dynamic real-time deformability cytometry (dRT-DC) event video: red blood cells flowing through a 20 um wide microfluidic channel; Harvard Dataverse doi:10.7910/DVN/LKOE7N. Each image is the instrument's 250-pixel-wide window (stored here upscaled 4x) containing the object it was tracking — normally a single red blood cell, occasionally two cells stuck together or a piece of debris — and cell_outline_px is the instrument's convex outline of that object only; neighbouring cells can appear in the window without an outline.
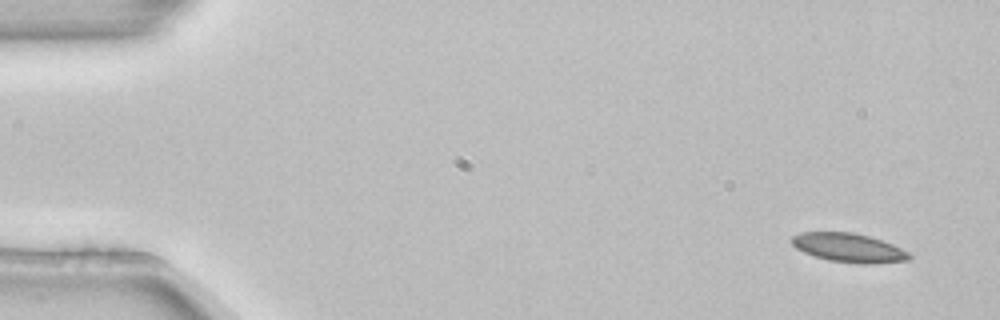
{"species": "common noctule bat (a hibernating species)", "species_latin": "Nyctalus noctula", "temperature_condition": "room temperature", "stored_images_in_passage": 4, "camera_frame_rate_fps": 3000, "um_per_image_px": 0.085, "animal": {"sex": "female", "body_mass_g": 22.7, "forearm_length_mm": 54.2}, "frame": {"image": 1, "passage_image": 1, "time_ms": 0.0, "image_size_px": [1000, 320], "cell_outline_px": [[912, 256], [908, 260], [872, 264], [864, 264], [828, 260], [804, 252], [796, 248], [792, 244], [792, 236], [800, 232], [852, 232], [868, 236], [892, 244], [908, 252]], "centroid_in_image_um": [72.13, 21.06], "position_along_channel_um": 12.9, "area_um2": 19.59}}
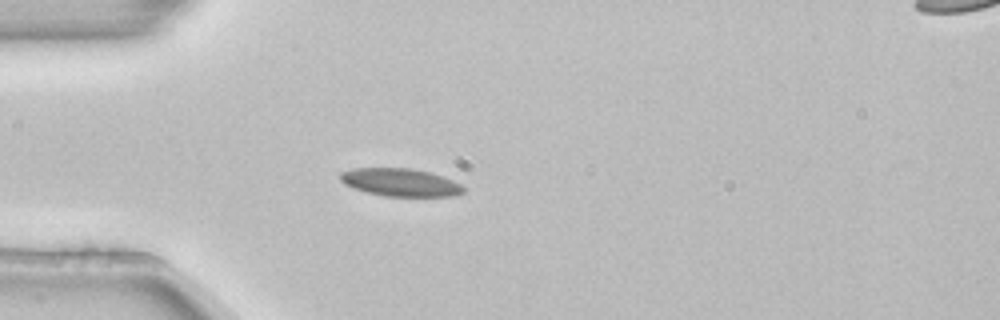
{"frame": {"image": 2, "passage_image": 4, "time_ms": 1.0, "image_size_px": [1000, 320], "cell_outline_px": [[464, 192], [456, 196], [384, 196], [352, 188], [344, 184], [340, 180], [340, 172], [352, 168], [408, 168], [428, 172], [452, 180], [460, 184], [464, 188]], "centroid_in_image_um": [34.0, 15.5], "position_along_channel_um": 51.0, "area_um2": 19.88}}